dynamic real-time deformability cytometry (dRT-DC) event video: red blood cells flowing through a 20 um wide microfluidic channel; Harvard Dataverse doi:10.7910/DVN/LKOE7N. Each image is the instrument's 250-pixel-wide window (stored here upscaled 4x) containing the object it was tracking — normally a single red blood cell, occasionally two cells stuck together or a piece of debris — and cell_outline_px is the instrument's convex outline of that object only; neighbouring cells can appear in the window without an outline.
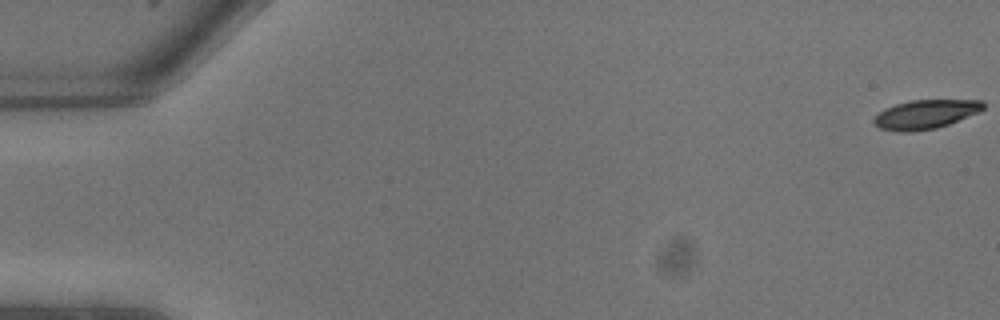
{"species": "common noctule bat (a hibernating species)", "species_latin": "Nyctalus noctula", "temperature_condition": "warm", "stored_images_in_passage": 8, "camera_frame_rate_fps": 3000, "um_per_image_px": 0.085, "animal": {"sex": "male", "body_mass_g": 13.3}, "frame": {"image": 1, "passage_image": 1, "time_ms": 0.0, "image_size_px": [1000, 320], "cell_outline_px": [[984, 108], [980, 112], [948, 124], [936, 128], [912, 132], [896, 132], [880, 128], [872, 124], [872, 120], [884, 108], [896, 104], [912, 100], [984, 100]], "centroid_in_image_um": [78.65, 9.72], "position_along_channel_um": 6.3, "area_um2": 18.61}}
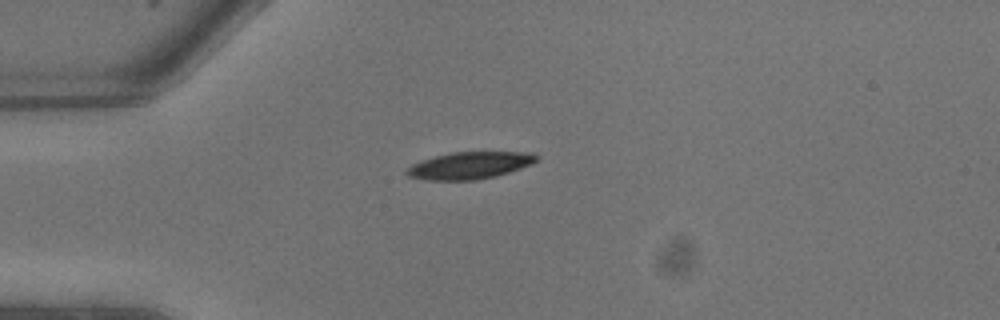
{"frame": {"image": 2, "passage_image": 7, "time_ms": 2.0, "image_size_px": [1000, 320], "cell_outline_px": [[540, 156], [532, 164], [496, 176], [476, 180], [424, 180], [408, 176], [404, 172], [412, 164], [436, 156], [452, 152], [532, 152]], "centroid_in_image_um": [39.93, 14.06], "position_along_channel_um": 45.1, "area_um2": 20.4}}